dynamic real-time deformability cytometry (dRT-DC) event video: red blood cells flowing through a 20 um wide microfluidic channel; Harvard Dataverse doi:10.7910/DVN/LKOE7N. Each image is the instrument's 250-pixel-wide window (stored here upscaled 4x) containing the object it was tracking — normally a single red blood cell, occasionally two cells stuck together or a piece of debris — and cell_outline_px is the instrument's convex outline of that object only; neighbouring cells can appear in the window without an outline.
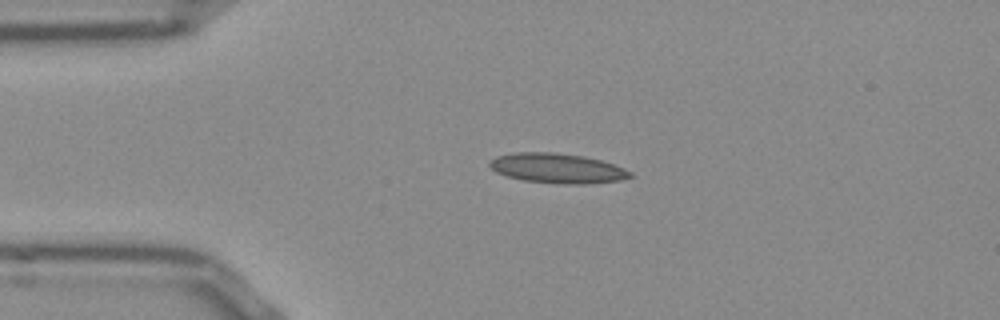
{"species": "Egyptian fruit bat (a non-hibernating species)", "species_latin": "Rousettus aegyptiacus", "temperature_condition": "room temperature", "stored_images_in_passage": 36, "camera_frame_rate_fps": 3000, "um_per_image_px": 0.085, "frame": {"image": 1, "passage_image": 1, "time_ms": 0.0, "image_size_px": [1000, 320], "cell_outline_px": [[632, 176], [620, 180], [588, 184], [556, 184], [524, 180], [504, 176], [496, 172], [488, 164], [488, 160], [496, 156], [516, 152], [552, 152], [584, 156], [600, 160], [624, 168], [632, 172]], "centroid_in_image_um": [47.33, 14.3], "position_along_channel_um": 37.7, "area_um2": 24.57}}
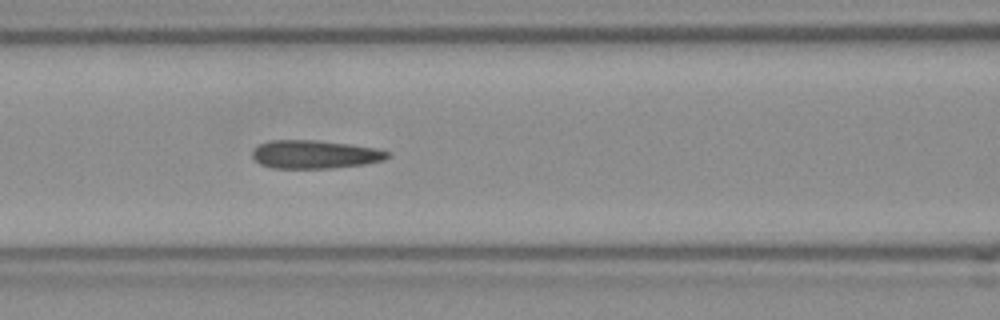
{"frame": {"image": 2, "passage_image": 11, "time_ms": 3.333, "image_size_px": [1000, 320], "cell_outline_px": [[392, 152], [384, 160], [364, 164], [332, 168], [272, 168], [260, 164], [252, 156], [252, 152], [260, 144], [268, 140], [316, 140], [352, 144], [376, 148]], "centroid_in_image_um": [26.78, 13.12], "position_along_channel_um": 139.8, "area_um2": 22.37}}
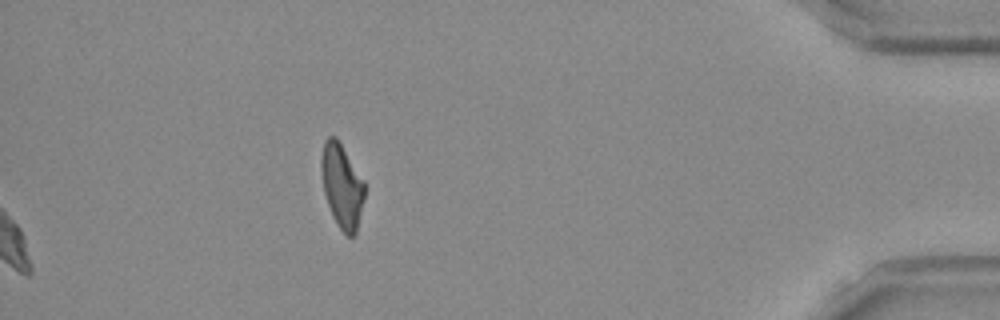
{"frame": {"image": 3, "passage_image": 36, "time_ms": 11.667, "image_size_px": [1000, 320], "cell_outline_px": [[364, 196], [356, 232], [352, 236], [348, 236], [340, 228], [332, 216], [324, 192], [320, 168], [320, 156], [324, 140], [328, 136], [336, 136], [364, 180]], "centroid_in_image_um": [29.03, 15.75], "position_along_channel_um": 406.2, "area_um2": 21.1}, "authors_computed_cell_mechanics": {"area_um2": 22.1374, "velocity_mm_per_s": 3.8577, "shape_relaxation_time_tau1_ms": null, "shape_relaxation_time_tau2_ms": 2.2375, "deformation_change_tau1": null, "deformation_change_tau2": 0.1354}}